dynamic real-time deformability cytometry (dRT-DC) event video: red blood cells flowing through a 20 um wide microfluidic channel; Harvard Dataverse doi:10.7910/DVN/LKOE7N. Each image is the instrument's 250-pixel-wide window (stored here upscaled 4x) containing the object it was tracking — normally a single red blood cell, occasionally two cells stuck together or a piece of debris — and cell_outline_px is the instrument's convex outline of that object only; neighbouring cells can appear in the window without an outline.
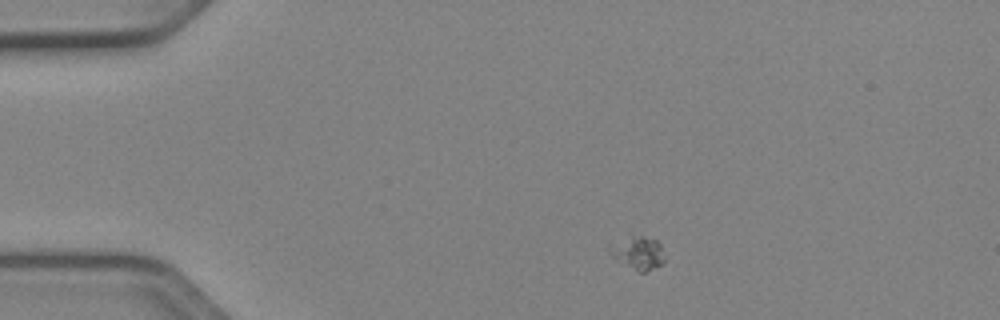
{"species": "Egyptian fruit bat (a non-hibernating species)", "species_latin": "Rousettus aegyptiacus", "temperature_condition": "cold", "stored_images_in_passage": 7, "camera_frame_rate_fps": 3000, "um_per_image_px": 0.085, "animal": {"sex": "female"}, "frame": {"image": 1, "passage_image": 5, "time_ms": 1.333, "image_size_px": [1000, 320], "cell_outline_px": [[664, 264], [644, 272], [640, 272], [616, 260], [608, 252], [608, 244], [640, 236], [644, 236], [656, 240], [660, 244], [664, 256]], "centroid_in_image_um": [54.24, 21.52], "position_along_channel_um": 30.8, "area_um2": 10.35}}